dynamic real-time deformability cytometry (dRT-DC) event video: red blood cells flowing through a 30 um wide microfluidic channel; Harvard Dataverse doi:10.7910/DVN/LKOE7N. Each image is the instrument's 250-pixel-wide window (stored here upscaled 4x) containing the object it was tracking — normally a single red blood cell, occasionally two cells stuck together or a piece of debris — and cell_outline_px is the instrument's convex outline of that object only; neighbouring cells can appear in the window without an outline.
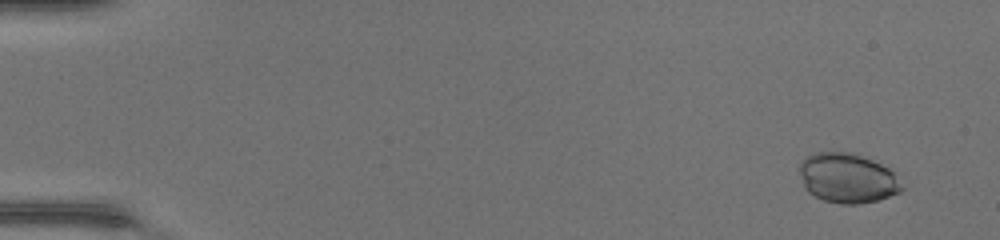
{"species": "common noctule bat (a hibernating species)", "species_latin": "Nyctalus noctula", "temperature_condition": "warm", "stored_images_in_passage": 47, "camera_frame_rate_fps": 3000, "um_per_image_px": 0.085, "animal": {"sex": "female", "body_mass_g": 17.0, "forearm_length_mm": 48.0}, "frame": {"image": 1, "passage_image": 2, "time_ms": 0.333, "image_size_px": [1000, 240], "cell_outline_px": [[904, 188], [900, 192], [876, 200], [860, 204], [840, 204], [824, 200], [808, 192], [804, 188], [800, 172], [800, 164], [808, 156], [816, 152], [852, 152], [872, 160], [888, 168], [892, 172]], "centroid_in_image_um": [72.02, 15.14], "position_along_channel_um": 13.0, "area_um2": 29.3}}
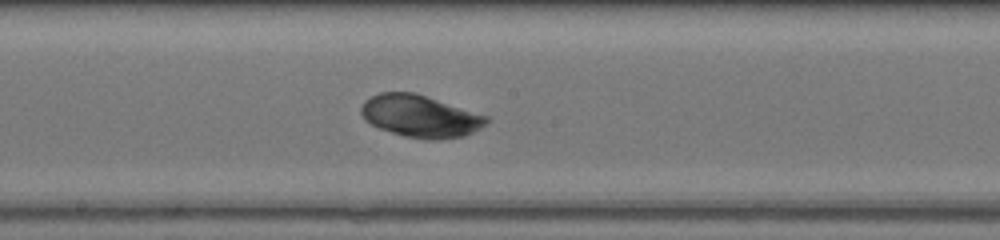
{"frame": {"image": 2, "passage_image": 26, "time_ms": 8.333, "image_size_px": [1000, 240], "cell_outline_px": [[488, 124], [464, 136], [436, 140], [424, 140], [404, 136], [380, 128], [364, 120], [360, 112], [360, 108], [364, 100], [380, 92], [416, 92], [488, 116]], "centroid_in_image_um": [35.72, 9.87], "position_along_channel_um": 212.5, "area_um2": 30.98}}
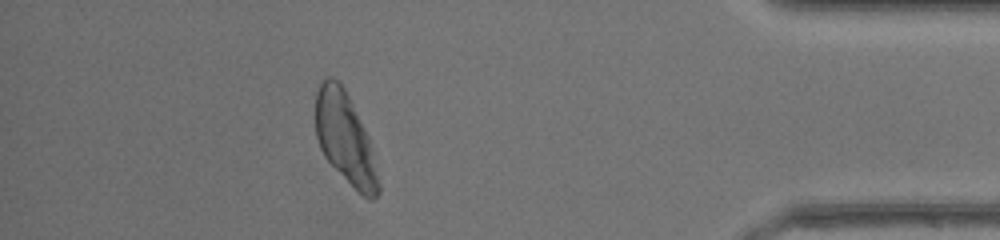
{"frame": {"image": 3, "passage_image": 42, "time_ms": 13.667, "image_size_px": [1000, 240], "cell_outline_px": [[380, 192], [372, 200], [368, 200], [324, 156], [320, 148], [316, 136], [316, 92], [320, 84], [328, 76], [332, 76], [344, 88], [368, 136], [380, 184]], "centroid_in_image_um": [29.33, 11.75], "position_along_channel_um": 405.9, "area_um2": 32.43}}